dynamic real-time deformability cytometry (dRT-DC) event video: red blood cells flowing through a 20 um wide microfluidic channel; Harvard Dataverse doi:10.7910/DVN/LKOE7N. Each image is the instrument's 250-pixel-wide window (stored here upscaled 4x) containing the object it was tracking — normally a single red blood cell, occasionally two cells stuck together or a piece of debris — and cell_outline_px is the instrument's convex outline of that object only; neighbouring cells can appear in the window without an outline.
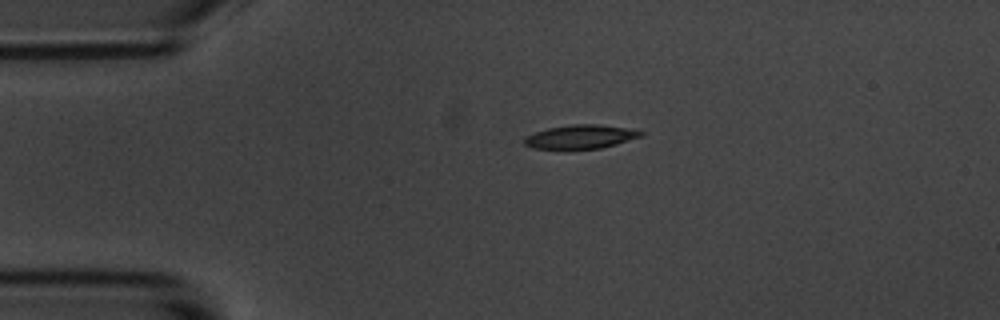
{"species": "common noctule bat (a hibernating species)", "species_latin": "Nyctalus noctula", "temperature_condition": "room temperature", "stored_images_in_passage": 2, "camera_frame_rate_fps": 3000, "um_per_image_px": 0.085, "animal": {"sex": "male", "body_mass_g": 20.1, "forearm_length_mm": 53.5}, "frame": {"image": 1, "passage_image": 1, "time_ms": 0.0, "image_size_px": [1000, 320], "cell_outline_px": [[644, 136], [616, 144], [600, 148], [564, 152], [532, 148], [524, 144], [524, 136], [548, 128], [572, 124], [600, 124], [640, 128], [644, 132]], "centroid_in_image_um": [49.39, 11.65], "position_along_channel_um": 35.6, "area_um2": 17.34}}